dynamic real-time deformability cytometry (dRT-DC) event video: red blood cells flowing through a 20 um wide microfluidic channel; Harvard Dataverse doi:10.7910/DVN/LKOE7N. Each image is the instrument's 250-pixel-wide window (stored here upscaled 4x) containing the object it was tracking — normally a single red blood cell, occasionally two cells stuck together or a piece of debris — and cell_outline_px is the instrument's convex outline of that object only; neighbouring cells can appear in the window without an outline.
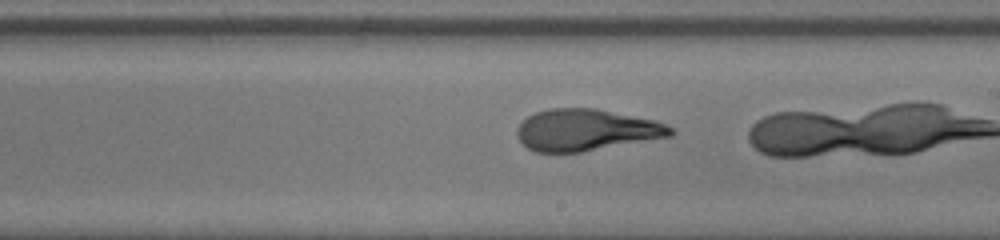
{"species": "human", "species_latin": "Homo sapiens", "temperature_condition": "warm", "stored_images_in_passage": 21, "camera_frame_rate_fps": 3000, "um_per_image_px": 0.085, "donor": {"sex": "female"}, "frame": {"image": 1, "passage_image": 12, "time_ms": 3.667, "image_size_px": [1000, 240], "cell_outline_px": [[676, 132], [672, 136], [580, 152], [536, 152], [528, 148], [516, 136], [516, 128], [528, 116], [536, 112], [548, 108], [596, 108], [656, 120], [668, 124]], "centroid_in_image_um": [49.84, 11.04], "position_along_channel_um": 239.2, "area_um2": 37.34}}